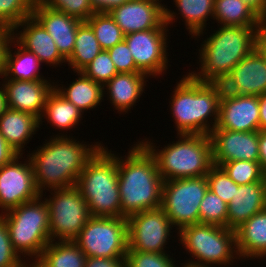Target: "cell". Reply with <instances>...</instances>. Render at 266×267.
Instances as JSON below:
<instances>
[{
    "instance_id": "1",
    "label": "cell",
    "mask_w": 266,
    "mask_h": 267,
    "mask_svg": "<svg viewBox=\"0 0 266 267\" xmlns=\"http://www.w3.org/2000/svg\"><path fill=\"white\" fill-rule=\"evenodd\" d=\"M58 133L28 155L37 190H54L76 185L77 178L102 143L83 144ZM77 141V142H76ZM99 143V144H98ZM50 189V190H49Z\"/></svg>"
},
{
    "instance_id": "2",
    "label": "cell",
    "mask_w": 266,
    "mask_h": 267,
    "mask_svg": "<svg viewBox=\"0 0 266 267\" xmlns=\"http://www.w3.org/2000/svg\"><path fill=\"white\" fill-rule=\"evenodd\" d=\"M118 158L121 217L161 208L163 183L154 156L138 141ZM124 158V159H122Z\"/></svg>"
},
{
    "instance_id": "3",
    "label": "cell",
    "mask_w": 266,
    "mask_h": 267,
    "mask_svg": "<svg viewBox=\"0 0 266 267\" xmlns=\"http://www.w3.org/2000/svg\"><path fill=\"white\" fill-rule=\"evenodd\" d=\"M173 93L169 106L177 134L209 135L219 119L221 83L201 82L188 73Z\"/></svg>"
},
{
    "instance_id": "4",
    "label": "cell",
    "mask_w": 266,
    "mask_h": 267,
    "mask_svg": "<svg viewBox=\"0 0 266 267\" xmlns=\"http://www.w3.org/2000/svg\"><path fill=\"white\" fill-rule=\"evenodd\" d=\"M259 26H220L201 44L198 72L189 74L198 81L222 83L230 71L258 46Z\"/></svg>"
},
{
    "instance_id": "5",
    "label": "cell",
    "mask_w": 266,
    "mask_h": 267,
    "mask_svg": "<svg viewBox=\"0 0 266 267\" xmlns=\"http://www.w3.org/2000/svg\"><path fill=\"white\" fill-rule=\"evenodd\" d=\"M103 145L88 161L76 187L88 204L92 217H121L118 158Z\"/></svg>"
},
{
    "instance_id": "6",
    "label": "cell",
    "mask_w": 266,
    "mask_h": 267,
    "mask_svg": "<svg viewBox=\"0 0 266 267\" xmlns=\"http://www.w3.org/2000/svg\"><path fill=\"white\" fill-rule=\"evenodd\" d=\"M177 138L162 150L155 149L149 138L140 142L154 156L164 181L206 176L214 166L209 135L179 134Z\"/></svg>"
},
{
    "instance_id": "7",
    "label": "cell",
    "mask_w": 266,
    "mask_h": 267,
    "mask_svg": "<svg viewBox=\"0 0 266 267\" xmlns=\"http://www.w3.org/2000/svg\"><path fill=\"white\" fill-rule=\"evenodd\" d=\"M42 198L40 195L1 214L8 227L11 245L19 255H25L24 259L26 256L38 259L51 241L49 209Z\"/></svg>"
},
{
    "instance_id": "8",
    "label": "cell",
    "mask_w": 266,
    "mask_h": 267,
    "mask_svg": "<svg viewBox=\"0 0 266 267\" xmlns=\"http://www.w3.org/2000/svg\"><path fill=\"white\" fill-rule=\"evenodd\" d=\"M177 234L185 251L192 255L193 260L189 258L188 264L221 267L240 259L233 229L198 223L182 228Z\"/></svg>"
},
{
    "instance_id": "9",
    "label": "cell",
    "mask_w": 266,
    "mask_h": 267,
    "mask_svg": "<svg viewBox=\"0 0 266 267\" xmlns=\"http://www.w3.org/2000/svg\"><path fill=\"white\" fill-rule=\"evenodd\" d=\"M74 242L87 257L125 258L127 217H90Z\"/></svg>"
},
{
    "instance_id": "10",
    "label": "cell",
    "mask_w": 266,
    "mask_h": 267,
    "mask_svg": "<svg viewBox=\"0 0 266 267\" xmlns=\"http://www.w3.org/2000/svg\"><path fill=\"white\" fill-rule=\"evenodd\" d=\"M50 194L44 200L49 209L51 241H74L91 217L86 200L75 185L51 190Z\"/></svg>"
},
{
    "instance_id": "11",
    "label": "cell",
    "mask_w": 266,
    "mask_h": 267,
    "mask_svg": "<svg viewBox=\"0 0 266 267\" xmlns=\"http://www.w3.org/2000/svg\"><path fill=\"white\" fill-rule=\"evenodd\" d=\"M207 190L206 176L164 181L161 209L178 232L199 223L200 203Z\"/></svg>"
},
{
    "instance_id": "12",
    "label": "cell",
    "mask_w": 266,
    "mask_h": 267,
    "mask_svg": "<svg viewBox=\"0 0 266 267\" xmlns=\"http://www.w3.org/2000/svg\"><path fill=\"white\" fill-rule=\"evenodd\" d=\"M176 13L165 5V21L155 29L137 31L125 35L124 40L131 51L137 69L148 77L166 72L169 60L167 45L168 26L173 24ZM166 69V70H165Z\"/></svg>"
},
{
    "instance_id": "13",
    "label": "cell",
    "mask_w": 266,
    "mask_h": 267,
    "mask_svg": "<svg viewBox=\"0 0 266 267\" xmlns=\"http://www.w3.org/2000/svg\"><path fill=\"white\" fill-rule=\"evenodd\" d=\"M127 223L128 251L166 253L174 226L161 208L131 214Z\"/></svg>"
},
{
    "instance_id": "14",
    "label": "cell",
    "mask_w": 266,
    "mask_h": 267,
    "mask_svg": "<svg viewBox=\"0 0 266 267\" xmlns=\"http://www.w3.org/2000/svg\"><path fill=\"white\" fill-rule=\"evenodd\" d=\"M20 157L23 158L22 154L0 167L1 214L23 203L33 201L41 195L35 185L29 158L23 163L19 161Z\"/></svg>"
},
{
    "instance_id": "15",
    "label": "cell",
    "mask_w": 266,
    "mask_h": 267,
    "mask_svg": "<svg viewBox=\"0 0 266 267\" xmlns=\"http://www.w3.org/2000/svg\"><path fill=\"white\" fill-rule=\"evenodd\" d=\"M229 94L259 96L266 92V55L257 46L221 83Z\"/></svg>"
},
{
    "instance_id": "16",
    "label": "cell",
    "mask_w": 266,
    "mask_h": 267,
    "mask_svg": "<svg viewBox=\"0 0 266 267\" xmlns=\"http://www.w3.org/2000/svg\"><path fill=\"white\" fill-rule=\"evenodd\" d=\"M214 165L246 160L258 161V131L239 132L226 129H213L209 134Z\"/></svg>"
},
{
    "instance_id": "17",
    "label": "cell",
    "mask_w": 266,
    "mask_h": 267,
    "mask_svg": "<svg viewBox=\"0 0 266 267\" xmlns=\"http://www.w3.org/2000/svg\"><path fill=\"white\" fill-rule=\"evenodd\" d=\"M214 129L239 132L259 131L258 96L229 94L223 91L219 119Z\"/></svg>"
},
{
    "instance_id": "18",
    "label": "cell",
    "mask_w": 266,
    "mask_h": 267,
    "mask_svg": "<svg viewBox=\"0 0 266 267\" xmlns=\"http://www.w3.org/2000/svg\"><path fill=\"white\" fill-rule=\"evenodd\" d=\"M160 1L129 0L108 13L125 35L155 29L165 21V5Z\"/></svg>"
},
{
    "instance_id": "19",
    "label": "cell",
    "mask_w": 266,
    "mask_h": 267,
    "mask_svg": "<svg viewBox=\"0 0 266 267\" xmlns=\"http://www.w3.org/2000/svg\"><path fill=\"white\" fill-rule=\"evenodd\" d=\"M52 84L48 80H4L2 86L6 93L8 108L41 119L46 99L54 89V82Z\"/></svg>"
},
{
    "instance_id": "20",
    "label": "cell",
    "mask_w": 266,
    "mask_h": 267,
    "mask_svg": "<svg viewBox=\"0 0 266 267\" xmlns=\"http://www.w3.org/2000/svg\"><path fill=\"white\" fill-rule=\"evenodd\" d=\"M19 27L23 31H18ZM12 37L22 47L35 54L41 63L54 67L67 63L60 54L53 38L33 16L16 24L12 30Z\"/></svg>"
},
{
    "instance_id": "21",
    "label": "cell",
    "mask_w": 266,
    "mask_h": 267,
    "mask_svg": "<svg viewBox=\"0 0 266 267\" xmlns=\"http://www.w3.org/2000/svg\"><path fill=\"white\" fill-rule=\"evenodd\" d=\"M32 16L44 27L55 41L60 54L67 60L75 47L76 32L80 19L35 2Z\"/></svg>"
},
{
    "instance_id": "22",
    "label": "cell",
    "mask_w": 266,
    "mask_h": 267,
    "mask_svg": "<svg viewBox=\"0 0 266 267\" xmlns=\"http://www.w3.org/2000/svg\"><path fill=\"white\" fill-rule=\"evenodd\" d=\"M266 209V181H257L235 188L228 204L227 228L237 229L253 215Z\"/></svg>"
},
{
    "instance_id": "23",
    "label": "cell",
    "mask_w": 266,
    "mask_h": 267,
    "mask_svg": "<svg viewBox=\"0 0 266 267\" xmlns=\"http://www.w3.org/2000/svg\"><path fill=\"white\" fill-rule=\"evenodd\" d=\"M146 77L149 78L142 72L117 73L103 86V94L107 92L106 95L115 110L119 113H127L143 95Z\"/></svg>"
},
{
    "instance_id": "24",
    "label": "cell",
    "mask_w": 266,
    "mask_h": 267,
    "mask_svg": "<svg viewBox=\"0 0 266 267\" xmlns=\"http://www.w3.org/2000/svg\"><path fill=\"white\" fill-rule=\"evenodd\" d=\"M239 257L261 259L266 257V209L253 215L235 229ZM259 257V258H258Z\"/></svg>"
},
{
    "instance_id": "25",
    "label": "cell",
    "mask_w": 266,
    "mask_h": 267,
    "mask_svg": "<svg viewBox=\"0 0 266 267\" xmlns=\"http://www.w3.org/2000/svg\"><path fill=\"white\" fill-rule=\"evenodd\" d=\"M12 44L17 46L14 53L11 50ZM41 65L35 54L22 47L12 36L10 37L4 54V68L1 76L4 80H48L43 75H39Z\"/></svg>"
},
{
    "instance_id": "26",
    "label": "cell",
    "mask_w": 266,
    "mask_h": 267,
    "mask_svg": "<svg viewBox=\"0 0 266 267\" xmlns=\"http://www.w3.org/2000/svg\"><path fill=\"white\" fill-rule=\"evenodd\" d=\"M39 127L38 117L18 110L8 108L0 117V134L19 155Z\"/></svg>"
},
{
    "instance_id": "27",
    "label": "cell",
    "mask_w": 266,
    "mask_h": 267,
    "mask_svg": "<svg viewBox=\"0 0 266 267\" xmlns=\"http://www.w3.org/2000/svg\"><path fill=\"white\" fill-rule=\"evenodd\" d=\"M79 76L69 87H62L54 83V89L61 94L67 101L74 104L82 113L94 109L104 100L103 86L85 76L81 71Z\"/></svg>"
},
{
    "instance_id": "28",
    "label": "cell",
    "mask_w": 266,
    "mask_h": 267,
    "mask_svg": "<svg viewBox=\"0 0 266 267\" xmlns=\"http://www.w3.org/2000/svg\"><path fill=\"white\" fill-rule=\"evenodd\" d=\"M82 115V111L53 89L46 99L44 112L40 119V126L42 125V120L46 119L51 126L57 127L62 131H68L69 129L76 128L75 126L83 118Z\"/></svg>"
},
{
    "instance_id": "29",
    "label": "cell",
    "mask_w": 266,
    "mask_h": 267,
    "mask_svg": "<svg viewBox=\"0 0 266 267\" xmlns=\"http://www.w3.org/2000/svg\"><path fill=\"white\" fill-rule=\"evenodd\" d=\"M87 256L74 241H50L38 260L45 267H85Z\"/></svg>"
},
{
    "instance_id": "30",
    "label": "cell",
    "mask_w": 266,
    "mask_h": 267,
    "mask_svg": "<svg viewBox=\"0 0 266 267\" xmlns=\"http://www.w3.org/2000/svg\"><path fill=\"white\" fill-rule=\"evenodd\" d=\"M183 19L186 29L193 38H197L205 31L207 20L214 16L215 0H173ZM196 36V37H195Z\"/></svg>"
},
{
    "instance_id": "31",
    "label": "cell",
    "mask_w": 266,
    "mask_h": 267,
    "mask_svg": "<svg viewBox=\"0 0 266 267\" xmlns=\"http://www.w3.org/2000/svg\"><path fill=\"white\" fill-rule=\"evenodd\" d=\"M213 19L221 26H259V16L243 0H215Z\"/></svg>"
},
{
    "instance_id": "32",
    "label": "cell",
    "mask_w": 266,
    "mask_h": 267,
    "mask_svg": "<svg viewBox=\"0 0 266 267\" xmlns=\"http://www.w3.org/2000/svg\"><path fill=\"white\" fill-rule=\"evenodd\" d=\"M102 50L91 26L82 21L77 28L74 50L66 62L76 73L86 67Z\"/></svg>"
},
{
    "instance_id": "33",
    "label": "cell",
    "mask_w": 266,
    "mask_h": 267,
    "mask_svg": "<svg viewBox=\"0 0 266 267\" xmlns=\"http://www.w3.org/2000/svg\"><path fill=\"white\" fill-rule=\"evenodd\" d=\"M86 22L93 29L103 50L114 47L124 40L125 34L109 13L96 12Z\"/></svg>"
},
{
    "instance_id": "34",
    "label": "cell",
    "mask_w": 266,
    "mask_h": 267,
    "mask_svg": "<svg viewBox=\"0 0 266 267\" xmlns=\"http://www.w3.org/2000/svg\"><path fill=\"white\" fill-rule=\"evenodd\" d=\"M220 167L237 185L266 181L259 161L237 160L222 163Z\"/></svg>"
},
{
    "instance_id": "35",
    "label": "cell",
    "mask_w": 266,
    "mask_h": 267,
    "mask_svg": "<svg viewBox=\"0 0 266 267\" xmlns=\"http://www.w3.org/2000/svg\"><path fill=\"white\" fill-rule=\"evenodd\" d=\"M228 204L209 189L199 208V223L227 227Z\"/></svg>"
},
{
    "instance_id": "36",
    "label": "cell",
    "mask_w": 266,
    "mask_h": 267,
    "mask_svg": "<svg viewBox=\"0 0 266 267\" xmlns=\"http://www.w3.org/2000/svg\"><path fill=\"white\" fill-rule=\"evenodd\" d=\"M81 72L102 86L118 73L107 50H102Z\"/></svg>"
},
{
    "instance_id": "37",
    "label": "cell",
    "mask_w": 266,
    "mask_h": 267,
    "mask_svg": "<svg viewBox=\"0 0 266 267\" xmlns=\"http://www.w3.org/2000/svg\"><path fill=\"white\" fill-rule=\"evenodd\" d=\"M40 5L58 10L80 19L87 21L91 15L96 13L90 0H36Z\"/></svg>"
},
{
    "instance_id": "38",
    "label": "cell",
    "mask_w": 266,
    "mask_h": 267,
    "mask_svg": "<svg viewBox=\"0 0 266 267\" xmlns=\"http://www.w3.org/2000/svg\"><path fill=\"white\" fill-rule=\"evenodd\" d=\"M208 189L219 196L226 204L232 200L237 185L225 171L217 165H214L206 175Z\"/></svg>"
},
{
    "instance_id": "39",
    "label": "cell",
    "mask_w": 266,
    "mask_h": 267,
    "mask_svg": "<svg viewBox=\"0 0 266 267\" xmlns=\"http://www.w3.org/2000/svg\"><path fill=\"white\" fill-rule=\"evenodd\" d=\"M172 257L167 253L143 251H127L126 267H177Z\"/></svg>"
},
{
    "instance_id": "40",
    "label": "cell",
    "mask_w": 266,
    "mask_h": 267,
    "mask_svg": "<svg viewBox=\"0 0 266 267\" xmlns=\"http://www.w3.org/2000/svg\"><path fill=\"white\" fill-rule=\"evenodd\" d=\"M36 0H0V14L14 27L32 16Z\"/></svg>"
},
{
    "instance_id": "41",
    "label": "cell",
    "mask_w": 266,
    "mask_h": 267,
    "mask_svg": "<svg viewBox=\"0 0 266 267\" xmlns=\"http://www.w3.org/2000/svg\"><path fill=\"white\" fill-rule=\"evenodd\" d=\"M21 257L11 245L8 227L0 214V267H21Z\"/></svg>"
},
{
    "instance_id": "42",
    "label": "cell",
    "mask_w": 266,
    "mask_h": 267,
    "mask_svg": "<svg viewBox=\"0 0 266 267\" xmlns=\"http://www.w3.org/2000/svg\"><path fill=\"white\" fill-rule=\"evenodd\" d=\"M107 51L118 73L140 72L136 67L131 51L125 40L107 49Z\"/></svg>"
},
{
    "instance_id": "43",
    "label": "cell",
    "mask_w": 266,
    "mask_h": 267,
    "mask_svg": "<svg viewBox=\"0 0 266 267\" xmlns=\"http://www.w3.org/2000/svg\"><path fill=\"white\" fill-rule=\"evenodd\" d=\"M85 267H126L125 258L87 257Z\"/></svg>"
},
{
    "instance_id": "44",
    "label": "cell",
    "mask_w": 266,
    "mask_h": 267,
    "mask_svg": "<svg viewBox=\"0 0 266 267\" xmlns=\"http://www.w3.org/2000/svg\"><path fill=\"white\" fill-rule=\"evenodd\" d=\"M19 154L7 143L0 134V167L10 163Z\"/></svg>"
},
{
    "instance_id": "45",
    "label": "cell",
    "mask_w": 266,
    "mask_h": 267,
    "mask_svg": "<svg viewBox=\"0 0 266 267\" xmlns=\"http://www.w3.org/2000/svg\"><path fill=\"white\" fill-rule=\"evenodd\" d=\"M129 0H90L96 12L108 13L113 8L121 6Z\"/></svg>"
},
{
    "instance_id": "46",
    "label": "cell",
    "mask_w": 266,
    "mask_h": 267,
    "mask_svg": "<svg viewBox=\"0 0 266 267\" xmlns=\"http://www.w3.org/2000/svg\"><path fill=\"white\" fill-rule=\"evenodd\" d=\"M259 164L266 175V131H258Z\"/></svg>"
},
{
    "instance_id": "47",
    "label": "cell",
    "mask_w": 266,
    "mask_h": 267,
    "mask_svg": "<svg viewBox=\"0 0 266 267\" xmlns=\"http://www.w3.org/2000/svg\"><path fill=\"white\" fill-rule=\"evenodd\" d=\"M11 36H12V31L0 30V72H3L4 54Z\"/></svg>"
},
{
    "instance_id": "48",
    "label": "cell",
    "mask_w": 266,
    "mask_h": 267,
    "mask_svg": "<svg viewBox=\"0 0 266 267\" xmlns=\"http://www.w3.org/2000/svg\"><path fill=\"white\" fill-rule=\"evenodd\" d=\"M259 98V130L266 131V92Z\"/></svg>"
},
{
    "instance_id": "49",
    "label": "cell",
    "mask_w": 266,
    "mask_h": 267,
    "mask_svg": "<svg viewBox=\"0 0 266 267\" xmlns=\"http://www.w3.org/2000/svg\"><path fill=\"white\" fill-rule=\"evenodd\" d=\"M259 17L266 10V0H243Z\"/></svg>"
},
{
    "instance_id": "50",
    "label": "cell",
    "mask_w": 266,
    "mask_h": 267,
    "mask_svg": "<svg viewBox=\"0 0 266 267\" xmlns=\"http://www.w3.org/2000/svg\"><path fill=\"white\" fill-rule=\"evenodd\" d=\"M258 39H266V10L259 17Z\"/></svg>"
},
{
    "instance_id": "51",
    "label": "cell",
    "mask_w": 266,
    "mask_h": 267,
    "mask_svg": "<svg viewBox=\"0 0 266 267\" xmlns=\"http://www.w3.org/2000/svg\"><path fill=\"white\" fill-rule=\"evenodd\" d=\"M8 109L7 105V98H6V93L4 90V87H0V117L6 112Z\"/></svg>"
},
{
    "instance_id": "52",
    "label": "cell",
    "mask_w": 266,
    "mask_h": 267,
    "mask_svg": "<svg viewBox=\"0 0 266 267\" xmlns=\"http://www.w3.org/2000/svg\"><path fill=\"white\" fill-rule=\"evenodd\" d=\"M0 30L12 31L13 26L0 14Z\"/></svg>"
},
{
    "instance_id": "53",
    "label": "cell",
    "mask_w": 266,
    "mask_h": 267,
    "mask_svg": "<svg viewBox=\"0 0 266 267\" xmlns=\"http://www.w3.org/2000/svg\"><path fill=\"white\" fill-rule=\"evenodd\" d=\"M21 267H45L38 259H35L31 264H27L26 261L23 260Z\"/></svg>"
},
{
    "instance_id": "54",
    "label": "cell",
    "mask_w": 266,
    "mask_h": 267,
    "mask_svg": "<svg viewBox=\"0 0 266 267\" xmlns=\"http://www.w3.org/2000/svg\"><path fill=\"white\" fill-rule=\"evenodd\" d=\"M258 47L264 52L266 55V39H258Z\"/></svg>"
},
{
    "instance_id": "55",
    "label": "cell",
    "mask_w": 266,
    "mask_h": 267,
    "mask_svg": "<svg viewBox=\"0 0 266 267\" xmlns=\"http://www.w3.org/2000/svg\"><path fill=\"white\" fill-rule=\"evenodd\" d=\"M181 267H208V266H195V265H192V264H188V263H184V265L183 266H181Z\"/></svg>"
}]
</instances>
